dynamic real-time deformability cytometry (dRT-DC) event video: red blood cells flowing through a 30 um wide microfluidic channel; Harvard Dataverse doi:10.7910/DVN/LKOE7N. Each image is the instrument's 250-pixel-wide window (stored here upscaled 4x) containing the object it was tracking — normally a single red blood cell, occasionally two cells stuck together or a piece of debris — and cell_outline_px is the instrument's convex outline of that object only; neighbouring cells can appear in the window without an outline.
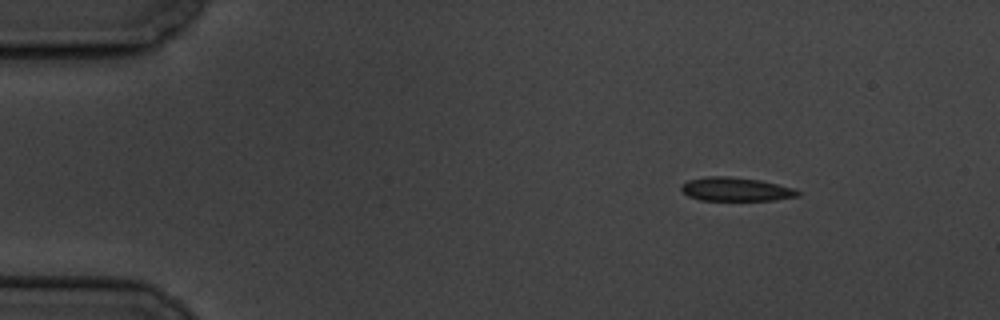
{"species": "common noctule bat (a hibernating species)", "species_latin": "Nyctalus noctula", "temperature_condition": "cold", "stored_images_in_passage": 10, "camera_frame_rate_fps": 3000, "um_per_image_px": 0.085, "animal": {"sex": "male", "body_mass_g": 19.5, "forearm_length_mm": 54.6}, "frame": {"image": 1, "passage_image": 2, "time_ms": 1.333, "image_size_px": [1000, 320], "cell_outline_px": [[804, 192], [800, 196], [776, 200], [700, 200], [688, 196], [680, 188], [688, 180], [704, 176], [728, 176], [760, 180], [796, 188]], "centroid_in_image_um": [62.63, 16.09], "position_along_channel_um": 22.4, "area_um2": 16.3}}
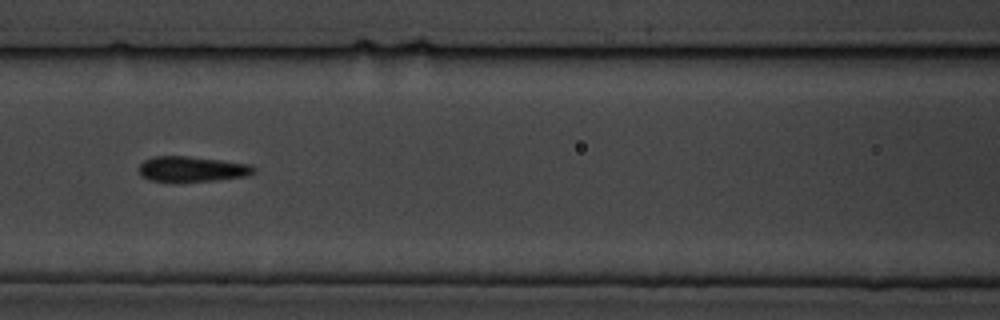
{"frame": {"image": 2, "passage_image": 7, "time_ms": 7.333, "image_size_px": [1000, 320], "cell_outline_px": [[256, 172], [244, 176], [216, 180], [152, 180], [144, 176], [140, 172], [140, 164], [144, 160], [152, 156], [188, 156], [252, 164], [256, 168]], "centroid_in_image_um": [16.38, 14.33], "position_along_channel_um": 150.2, "area_um2": 16.47}}
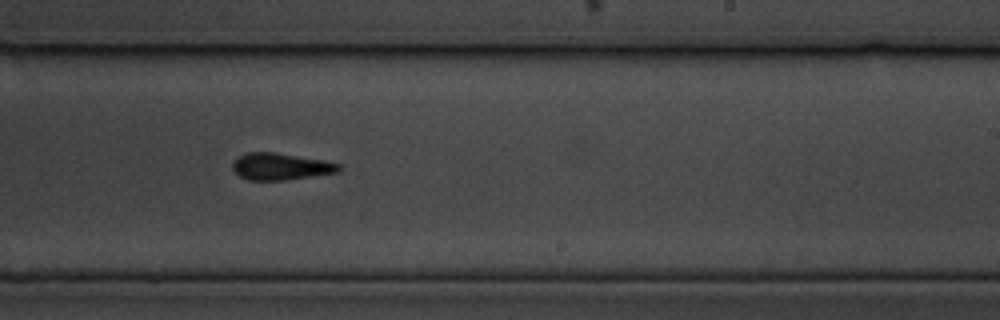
{"frame": {"image": 3, "passage_image": 10, "time_ms": 10.667, "image_size_px": [1000, 320], "cell_outline_px": [[344, 168], [340, 172], [284, 180], [248, 180], [240, 176], [232, 168], [232, 164], [240, 156], [248, 152], [276, 152], [324, 160], [344, 164]], "centroid_in_image_um": [23.94, 14.15], "position_along_channel_um": 265.1, "area_um2": 16.76}}